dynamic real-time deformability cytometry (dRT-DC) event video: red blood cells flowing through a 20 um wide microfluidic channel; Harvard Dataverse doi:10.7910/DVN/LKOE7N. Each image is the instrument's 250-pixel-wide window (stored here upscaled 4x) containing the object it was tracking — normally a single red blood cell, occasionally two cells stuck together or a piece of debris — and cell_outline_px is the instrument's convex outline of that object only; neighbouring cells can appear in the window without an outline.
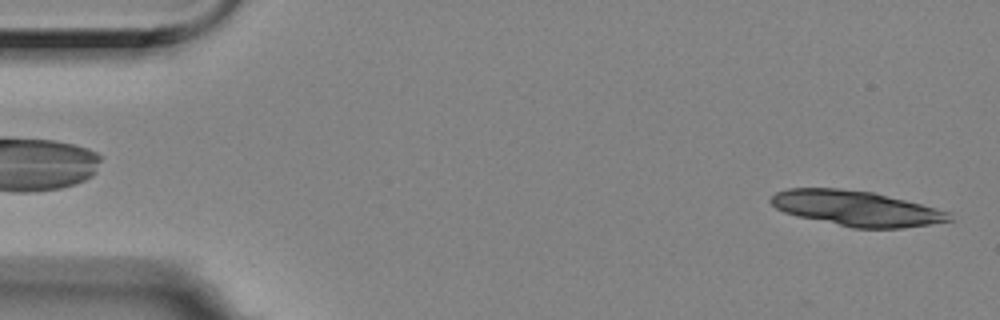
{"species": "Egyptian fruit bat (a non-hibernating species)", "species_latin": "Rousettus aegyptiacus", "temperature_condition": "room temperature", "stored_images_in_passage": 5, "camera_frame_rate_fps": 3000, "um_per_image_px": 0.085, "animal": {"sex": "female"}, "frame": {"image": 1, "passage_image": 5, "time_ms": 1.333, "image_size_px": [1000, 320], "cell_outline_px": [[952, 220], [932, 224], [904, 228], [852, 228], [796, 216], [784, 212], [776, 208], [768, 200], [776, 192], [788, 188], [840, 188], [872, 192], [952, 212]], "centroid_in_image_um": [72.78, 17.72], "position_along_channel_um": 12.2, "area_um2": 36.65}}